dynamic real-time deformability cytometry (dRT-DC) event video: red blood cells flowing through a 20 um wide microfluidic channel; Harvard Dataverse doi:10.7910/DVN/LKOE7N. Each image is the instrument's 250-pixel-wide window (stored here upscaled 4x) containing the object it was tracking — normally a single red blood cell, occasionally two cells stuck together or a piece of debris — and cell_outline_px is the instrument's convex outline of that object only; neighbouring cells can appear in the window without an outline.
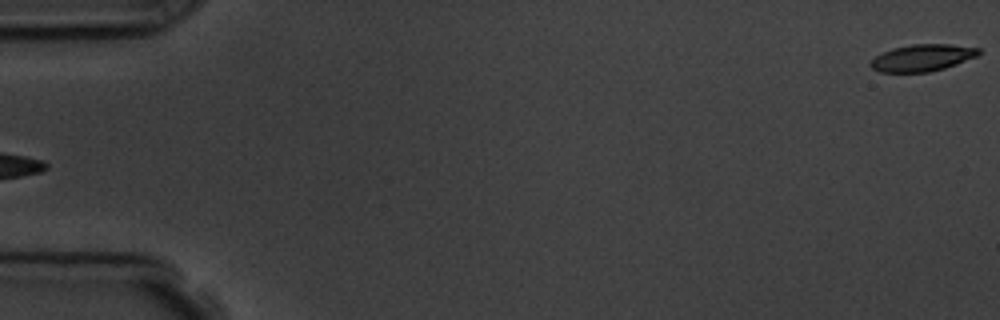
{"species": "common noctule bat (a hibernating species)", "species_latin": "Nyctalus noctula", "temperature_condition": "room temperature", "stored_images_in_passage": 6, "segment_of_instrument_passage": [2, 2], "camera_frame_rate_fps": 3000, "um_per_image_px": 0.085, "animal": {"sex": "male", "body_mass_g": 19.5, "forearm_length_mm": 54.6}, "frame": {"image": 1, "passage_image": 6, "time_ms": 7.333, "image_size_px": [1000, 320], "cell_outline_px": [[980, 52], [976, 56], [956, 64], [944, 68], [928, 72], [880, 72], [872, 68], [868, 64], [876, 56], [892, 48], [912, 44], [948, 44], [980, 48]], "centroid_in_image_um": [78.38, 4.91], "position_along_channel_um": 6.6, "area_um2": 16.76}}